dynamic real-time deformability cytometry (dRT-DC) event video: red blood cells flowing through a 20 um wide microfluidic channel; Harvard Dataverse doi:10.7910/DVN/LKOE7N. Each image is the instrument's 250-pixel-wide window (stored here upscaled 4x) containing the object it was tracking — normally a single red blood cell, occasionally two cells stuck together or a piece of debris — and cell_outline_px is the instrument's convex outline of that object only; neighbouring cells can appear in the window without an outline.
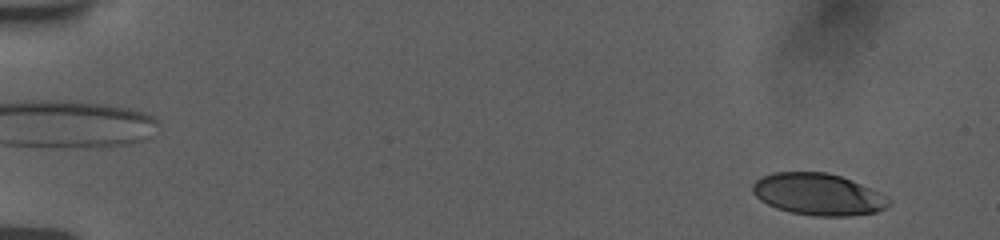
{"species": "human", "species_latin": "Homo sapiens", "temperature_condition": "room temperature", "stored_images_in_passage": 65, "camera_frame_rate_fps": 3000, "um_per_image_px": 0.085, "donor": {"sex": "female"}, "frame": {"image": 1, "passage_image": 6, "time_ms": 1.333, "image_size_px": [1000, 240], "cell_outline_px": [[892, 200], [884, 208], [876, 212], [848, 216], [812, 216], [792, 212], [776, 208], [760, 200], [752, 192], [752, 184], [760, 176], [772, 172], [828, 172], [852, 180], [888, 196]], "centroid_in_image_um": [69.52, 16.51], "position_along_channel_um": 15.5, "area_um2": 33.29}}
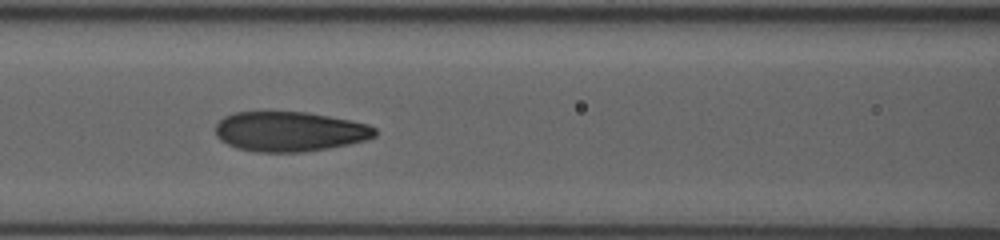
{"frame": {"image": 2, "passage_image": 36, "time_ms": 8.667, "image_size_px": [1000, 240], "cell_outline_px": [[376, 136], [368, 140], [328, 148], [304, 152], [256, 152], [236, 148], [220, 140], [216, 136], [216, 124], [224, 116], [236, 112], [304, 112], [328, 116], [368, 124], [376, 128]], "centroid_in_image_um": [24.62, 11.19], "position_along_channel_um": 142.0, "area_um2": 37.05}}
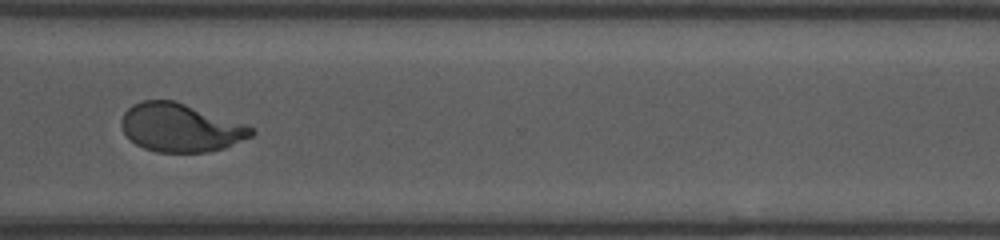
{"frame": {"image": 3, "passage_image": 64, "time_ms": 14.333, "image_size_px": [1000, 240], "cell_outline_px": [[256, 132], [252, 136], [224, 148], [208, 152], [156, 152], [144, 148], [136, 144], [124, 132], [120, 124], [120, 120], [124, 112], [132, 104], [144, 100], [172, 100], [244, 124], [252, 128]], "centroid_in_image_um": [15.31, 10.86], "position_along_channel_um": 355.3, "area_um2": 36.18}}